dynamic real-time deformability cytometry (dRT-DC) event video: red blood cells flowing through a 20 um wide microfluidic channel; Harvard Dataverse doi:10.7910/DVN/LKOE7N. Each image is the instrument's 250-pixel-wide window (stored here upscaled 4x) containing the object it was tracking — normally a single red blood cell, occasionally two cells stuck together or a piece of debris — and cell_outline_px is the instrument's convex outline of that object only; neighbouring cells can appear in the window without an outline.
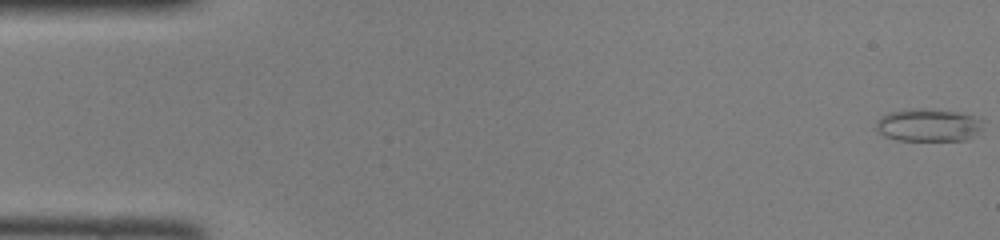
{"species": "common noctule bat (a hibernating species)", "species_latin": "Nyctalus noctula", "temperature_condition": "room temperature", "stored_images_in_passage": 47, "camera_frame_rate_fps": 3000, "um_per_image_px": 0.085, "animal": {"sex": "female", "body_mass_g": 22.0, "forearm_length_mm": 56.7}, "frame": {"image": 1, "passage_image": 1, "time_ms": 0.0, "image_size_px": [1000, 240], "cell_outline_px": [[984, 128], [972, 136], [964, 140], [900, 140], [884, 136], [876, 128], [876, 120], [880, 116], [888, 112], [912, 108], [924, 108], [956, 112], [972, 116], [984, 120]], "centroid_in_image_um": [78.9, 10.62], "position_along_channel_um": 6.1, "area_um2": 20.46}}
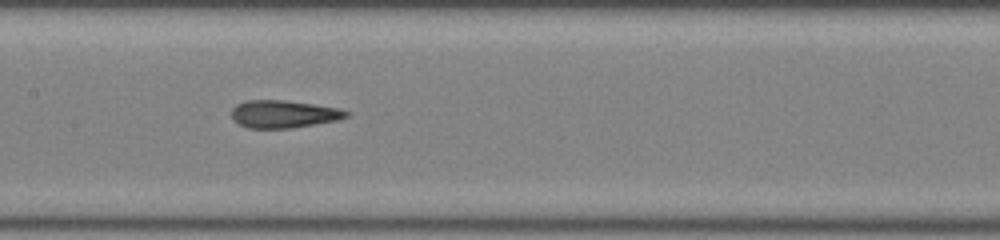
{"frame": {"image": 2, "passage_image": 23, "time_ms": 7.333, "image_size_px": [1000, 240], "cell_outline_px": [[348, 116], [336, 120], [292, 128], [248, 128], [240, 124], [232, 116], [232, 108], [236, 104], [248, 100], [284, 100], [340, 108], [348, 112]], "centroid_in_image_um": [24.1, 9.69], "position_along_channel_um": 183.3, "area_um2": 18.21}}
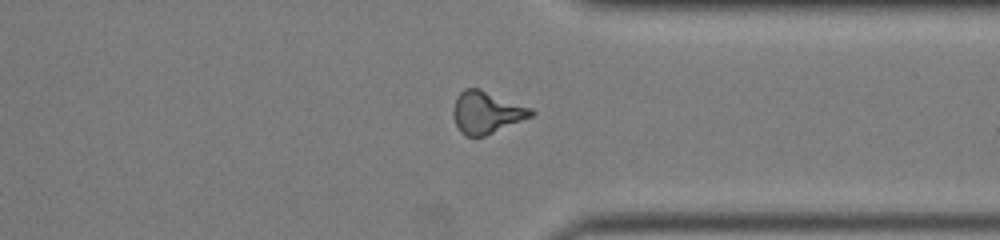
{"frame": {"image": 3, "passage_image": 36, "time_ms": 11.667, "image_size_px": [1000, 240], "cell_outline_px": [[536, 112], [532, 116], [484, 136], [464, 136], [460, 132], [452, 116], [452, 108], [456, 96], [464, 88], [480, 88], [532, 108]], "centroid_in_image_um": [41.32, 9.54], "position_along_channel_um": 370.1, "area_um2": 19.25}}